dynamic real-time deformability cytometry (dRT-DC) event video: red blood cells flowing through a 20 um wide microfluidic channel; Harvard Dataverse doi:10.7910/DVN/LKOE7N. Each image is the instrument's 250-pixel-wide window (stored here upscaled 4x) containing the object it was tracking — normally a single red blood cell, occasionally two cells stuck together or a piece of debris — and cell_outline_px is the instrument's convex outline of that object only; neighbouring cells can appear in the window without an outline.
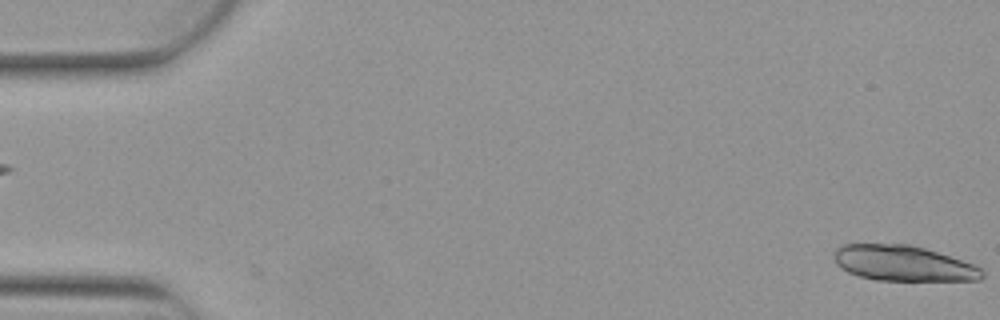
{"species": "Egyptian fruit bat (a non-hibernating species)", "species_latin": "Rousettus aegyptiacus", "temperature_condition": "warm", "stored_images_in_passage": 4, "segment_of_instrument_passage": [2, 2], "camera_frame_rate_fps": 3000, "um_per_image_px": 0.085, "animal": {"sex": "female"}, "frame": {"image": 1, "passage_image": 4, "time_ms": 1.0, "image_size_px": [1000, 320], "cell_outline_px": [[984, 276], [980, 280], [876, 280], [860, 276], [848, 272], [836, 264], [836, 248], [844, 244], [908, 244], [924, 248], [972, 264], [980, 268], [984, 272]], "centroid_in_image_um": [76.77, 22.38], "position_along_channel_um": 8.2, "area_um2": 30.11}}